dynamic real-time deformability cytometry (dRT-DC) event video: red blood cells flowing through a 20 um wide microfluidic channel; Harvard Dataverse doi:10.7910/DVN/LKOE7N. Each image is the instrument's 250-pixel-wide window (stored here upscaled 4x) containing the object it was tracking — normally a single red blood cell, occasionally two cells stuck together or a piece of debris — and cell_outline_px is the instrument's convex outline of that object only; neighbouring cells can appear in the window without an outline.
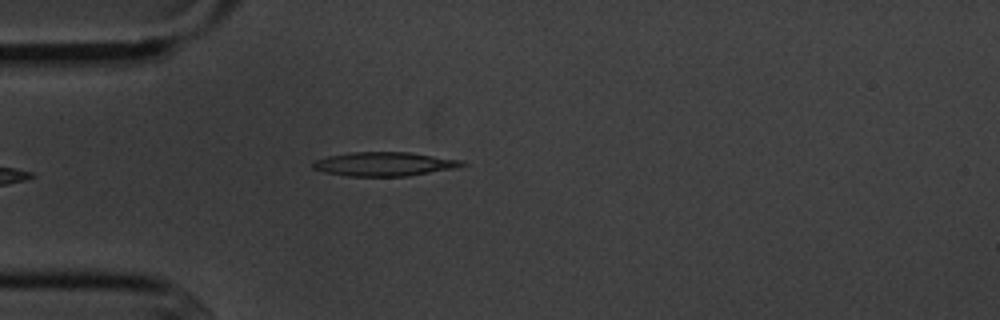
{"species": "common noctule bat (a hibernating species)", "species_latin": "Nyctalus noctula", "temperature_condition": "cold", "stored_images_in_passage": 4, "camera_frame_rate_fps": 3000, "um_per_image_px": 0.085, "animal": {"sex": "male", "body_mass_g": 20.1, "forearm_length_mm": 53.5}, "frame": {"image": 1, "passage_image": 4, "time_ms": 3.667, "image_size_px": [1000, 320], "cell_outline_px": [[468, 164], [456, 168], [408, 176], [348, 176], [324, 172], [312, 168], [312, 164], [316, 160], [328, 156], [348, 152], [408, 152], [464, 160]], "centroid_in_image_um": [32.69, 13.94], "position_along_channel_um": 52.3, "area_um2": 20.92}}